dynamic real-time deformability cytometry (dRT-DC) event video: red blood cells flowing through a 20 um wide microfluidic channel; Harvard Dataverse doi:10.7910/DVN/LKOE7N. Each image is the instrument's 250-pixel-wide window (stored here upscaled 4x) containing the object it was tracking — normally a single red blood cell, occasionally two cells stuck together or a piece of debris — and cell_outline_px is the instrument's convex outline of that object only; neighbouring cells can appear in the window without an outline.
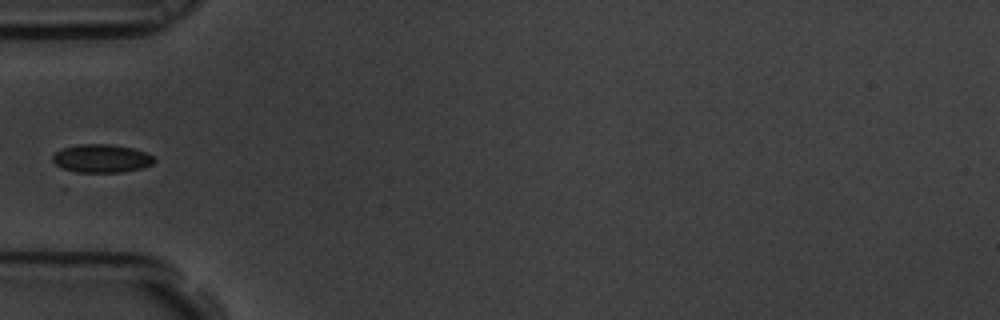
{"species": "common noctule bat (a hibernating species)", "species_latin": "Nyctalus noctula", "temperature_condition": "room temperature", "stored_images_in_passage": 11, "camera_frame_rate_fps": 3000, "um_per_image_px": 0.085, "animal": {"sex": "male", "body_mass_g": 19.5, "forearm_length_mm": 54.6}, "frame": {"image": 1, "passage_image": 6, "time_ms": 1.667, "image_size_px": [1000, 320], "cell_outline_px": [[156, 160], [152, 164], [144, 168], [124, 172], [68, 172], [60, 168], [52, 160], [52, 156], [56, 152], [64, 148], [76, 144], [112, 144], [132, 148], [156, 156]], "centroid_in_image_um": [8.64, 13.48], "position_along_channel_um": 76.4, "area_um2": 17.05}}
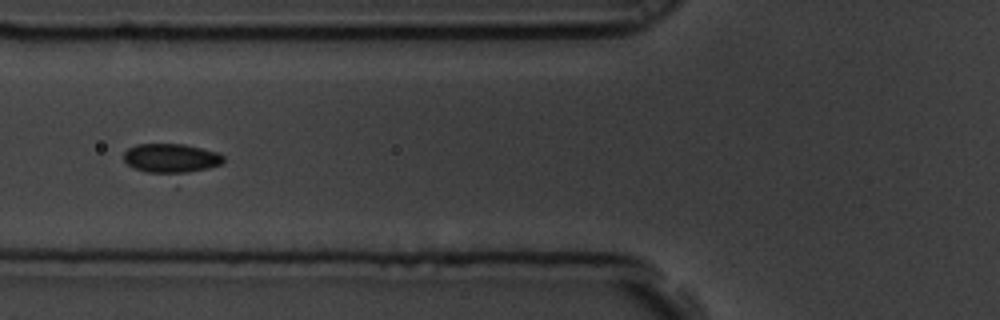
{"frame": {"image": 2, "passage_image": 7, "time_ms": 2.0, "image_size_px": [1000, 320], "cell_outline_px": [[224, 160], [220, 164], [176, 188], [128, 164], [124, 160], [124, 152], [128, 148], [136, 144], [184, 144], [216, 152], [224, 156]], "centroid_in_image_um": [14.64, 13.73], "position_along_channel_um": 111.2, "area_um2": 20.52}}